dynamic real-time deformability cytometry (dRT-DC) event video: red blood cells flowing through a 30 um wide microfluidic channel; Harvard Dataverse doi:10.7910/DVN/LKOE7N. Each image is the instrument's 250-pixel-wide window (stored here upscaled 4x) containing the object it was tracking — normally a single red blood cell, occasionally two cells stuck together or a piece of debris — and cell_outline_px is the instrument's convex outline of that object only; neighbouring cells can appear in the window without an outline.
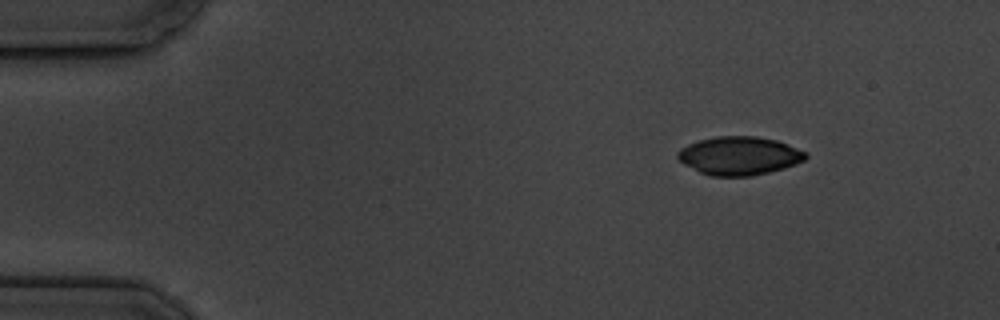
{"species": "common noctule bat (a hibernating species)", "species_latin": "Nyctalus noctula", "temperature_condition": "cold", "stored_images_in_passage": 5, "camera_frame_rate_fps": 3000, "um_per_image_px": 0.085, "animal": {"sex": "male", "body_mass_g": 19.5, "forearm_length_mm": 54.6}, "frame": {"image": 1, "passage_image": 1, "time_ms": 0.0, "image_size_px": [1000, 320], "cell_outline_px": [[808, 156], [804, 160], [796, 164], [784, 168], [752, 176], [712, 176], [700, 172], [684, 164], [676, 156], [676, 152], [680, 148], [688, 144], [700, 140], [716, 136], [756, 136], [776, 140], [788, 144], [808, 152]], "centroid_in_image_um": [62.85, 13.23], "position_along_channel_um": 22.1, "area_um2": 28.73}}
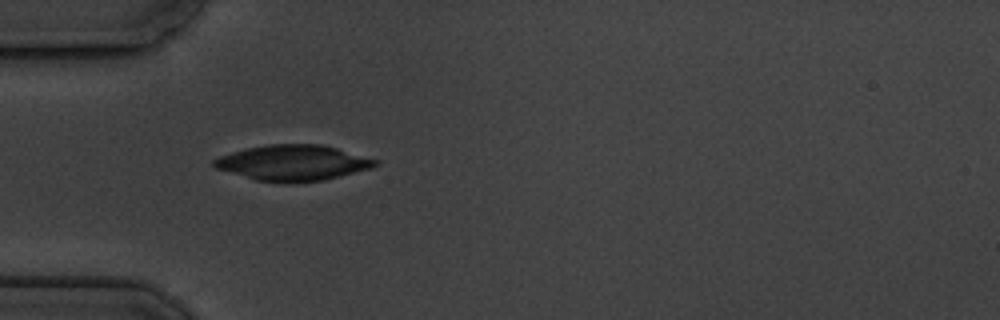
{"frame": {"image": 2, "passage_image": 4, "time_ms": 3.333, "image_size_px": [1000, 320], "cell_outline_px": [[380, 160], [372, 168], [324, 180], [256, 180], [216, 168], [212, 164], [212, 160], [220, 156], [232, 152], [248, 148], [268, 144], [324, 144]], "centroid_in_image_um": [24.94, 13.79], "position_along_channel_um": 60.1, "area_um2": 32.66}}